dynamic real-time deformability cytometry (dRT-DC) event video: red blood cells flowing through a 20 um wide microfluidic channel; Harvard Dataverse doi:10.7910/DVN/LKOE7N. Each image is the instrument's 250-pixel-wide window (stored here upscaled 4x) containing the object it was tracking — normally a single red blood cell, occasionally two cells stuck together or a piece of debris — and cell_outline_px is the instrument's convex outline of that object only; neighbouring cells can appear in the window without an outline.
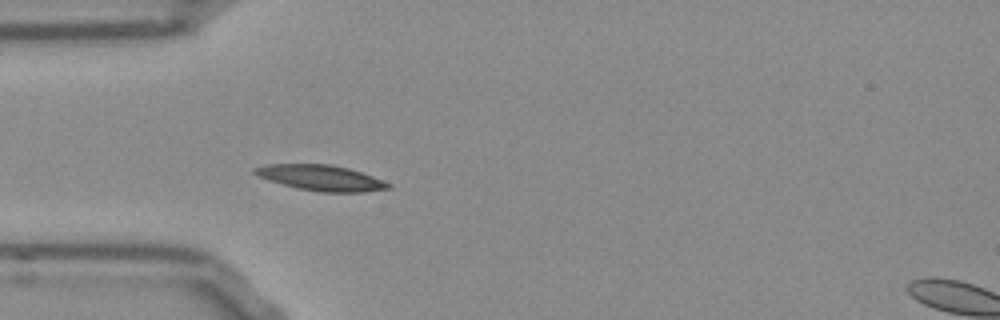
{"species": "Egyptian fruit bat (a non-hibernating species)", "species_latin": "Rousettus aegyptiacus", "temperature_condition": "room temperature", "stored_images_in_passage": 39, "camera_frame_rate_fps": 3000, "um_per_image_px": 0.085, "frame": {"image": 1, "passage_image": 1, "time_ms": 0.0, "image_size_px": [1000, 320], "cell_outline_px": [[392, 188], [364, 192], [320, 192], [296, 188], [268, 180], [252, 172], [252, 168], [264, 164], [332, 164], [348, 168], [372, 176], [392, 184]], "centroid_in_image_um": [27.27, 15.11], "position_along_channel_um": 57.7, "area_um2": 20.0}}
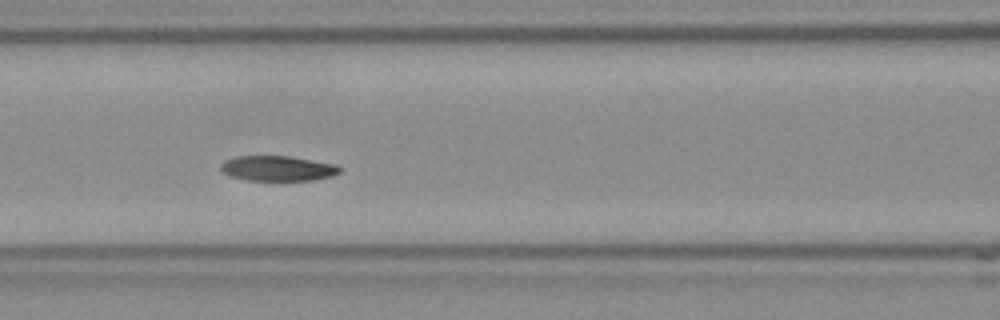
{"frame": {"image": 2, "passage_image": 8, "time_ms": 2.333, "image_size_px": [1000, 320], "cell_outline_px": [[344, 168], [340, 172], [332, 176], [316, 180], [280, 184], [244, 180], [228, 176], [220, 172], [220, 164], [224, 160], [236, 156], [288, 156], [336, 164]], "centroid_in_image_um": [23.59, 14.38], "position_along_channel_um": 143.0, "area_um2": 18.79}}
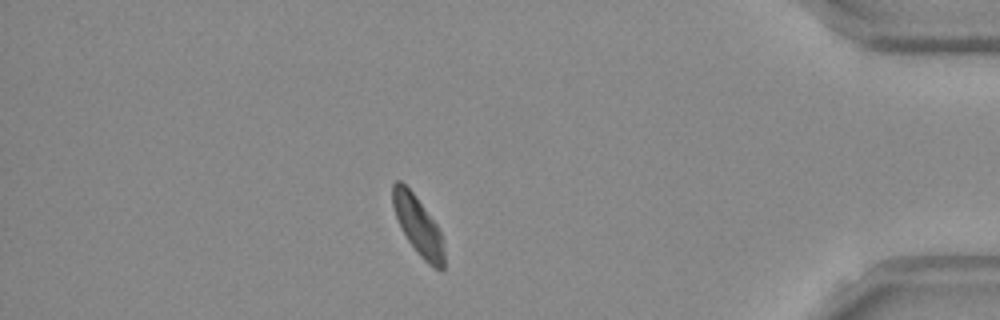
{"frame": {"image": 3, "passage_image": 32, "time_ms": 10.333, "image_size_px": [1000, 320], "cell_outline_px": [[444, 268], [440, 272], [428, 264], [420, 256], [408, 240], [396, 216], [392, 204], [392, 184], [396, 180], [400, 180], [412, 192], [436, 224], [440, 232], [444, 252]], "centroid_in_image_um": [35.54, 19.2], "position_along_channel_um": 399.7, "area_um2": 17.17}, "authors_computed_cell_mechanics": {"area_um2": 18.3804, "velocity_mm_per_s": 3.7453, "shape_relaxation_time_tau1_ms": 2.8685, "shape_relaxation_time_tau2_ms": null, "deformation_change_tau1": 0.109, "deformation_change_tau2": null}}